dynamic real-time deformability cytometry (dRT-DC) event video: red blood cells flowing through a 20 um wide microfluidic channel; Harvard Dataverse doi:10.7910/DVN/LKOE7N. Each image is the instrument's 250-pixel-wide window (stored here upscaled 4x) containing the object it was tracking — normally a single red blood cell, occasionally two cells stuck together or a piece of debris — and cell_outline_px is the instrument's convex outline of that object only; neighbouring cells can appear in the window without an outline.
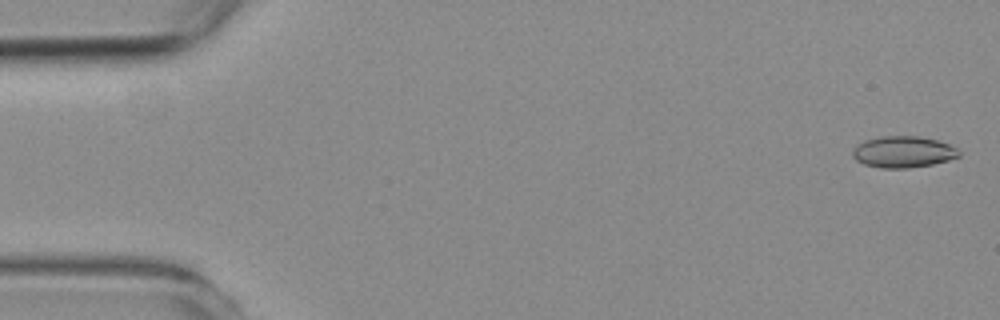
{"species": "common noctule bat (a hibernating species)", "species_latin": "Nyctalus noctula", "temperature_condition": "room temperature", "stored_images_in_passage": 52, "camera_frame_rate_fps": 3000, "um_per_image_px": 0.085, "animal": {"sex": "female", "body_mass_g": 19.3, "forearm_length_mm": 54.1}, "frame": {"image": 1, "passage_image": 2, "time_ms": 0.333, "image_size_px": [1000, 320], "cell_outline_px": [[960, 156], [948, 160], [932, 164], [908, 168], [880, 168], [864, 164], [856, 160], [852, 156], [852, 148], [864, 140], [880, 136], [920, 136], [936, 140], [948, 144], [956, 148], [960, 152]], "centroid_in_image_um": [76.74, 12.91], "position_along_channel_um": 8.3, "area_um2": 19.54}}
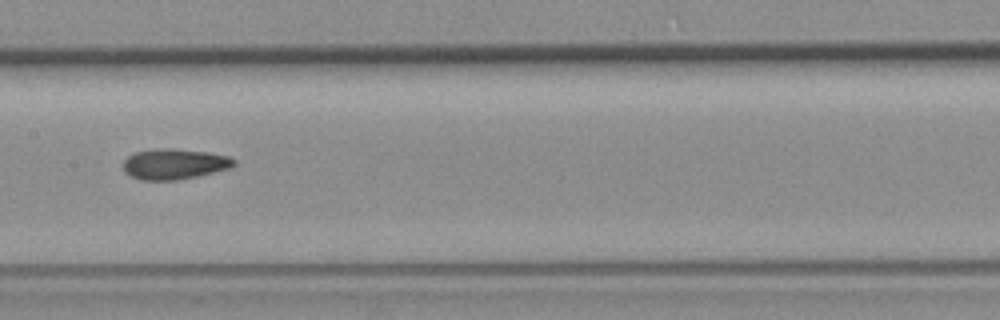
{"frame": {"image": 2, "passage_image": 29, "time_ms": 9.333, "image_size_px": [1000, 320], "cell_outline_px": [[236, 164], [228, 168], [200, 176], [176, 180], [140, 180], [124, 172], [124, 160], [128, 156], [136, 152], [164, 148], [176, 148], [208, 152], [228, 156], [236, 160]], "centroid_in_image_um": [14.84, 13.94], "position_along_channel_um": 192.6, "area_um2": 19.71}}
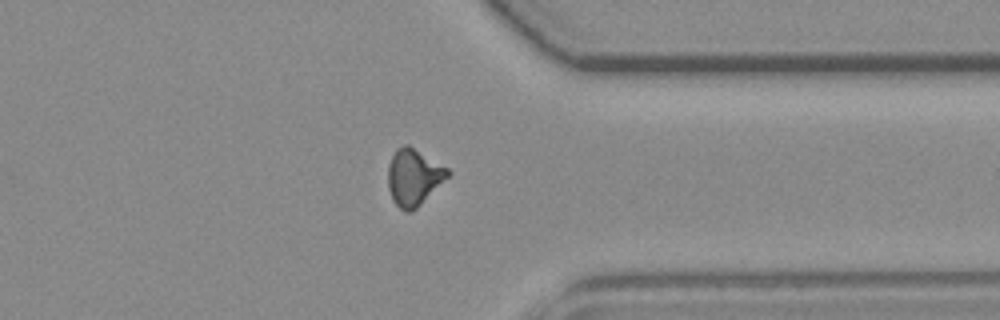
{"frame": {"image": 3, "passage_image": 45, "time_ms": 14.667, "image_size_px": [1000, 320], "cell_outline_px": [[452, 172], [416, 208], [408, 212], [400, 208], [392, 200], [388, 188], [388, 164], [396, 148], [404, 144], [408, 144], [448, 168]], "centroid_in_image_um": [35.14, 15.03], "position_along_channel_um": 376.3, "area_um2": 19.48}, "authors_computed_cell_mechanics": {"area_um2": 19.3052, "velocity_mm_per_s": 3.5662, "shape_relaxation_time_tau1_ms": null, "shape_relaxation_time_tau2_ms": 4.736, "deformation_change_tau1": null, "deformation_change_tau2": 0.1122}}